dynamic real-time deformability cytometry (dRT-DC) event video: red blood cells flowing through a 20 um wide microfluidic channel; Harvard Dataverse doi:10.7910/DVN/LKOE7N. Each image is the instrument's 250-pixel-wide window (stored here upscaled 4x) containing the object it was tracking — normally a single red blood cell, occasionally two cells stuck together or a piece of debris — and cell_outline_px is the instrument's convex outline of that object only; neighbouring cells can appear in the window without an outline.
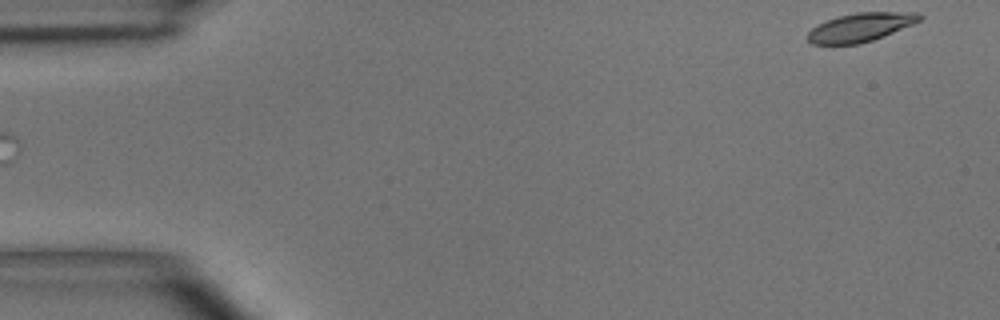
{"species": "common noctule bat (a hibernating species)", "species_latin": "Nyctalus noctula", "temperature_condition": "room temperature", "stored_images_in_passage": 6, "segment_of_instrument_passage": [2, 2], "camera_frame_rate_fps": 3000, "um_per_image_px": 0.085, "animal": {"sex": "male", "body_mass_g": 15.6}, "frame": {"image": 1, "passage_image": 6, "time_ms": 6.667, "image_size_px": [1000, 320], "cell_outline_px": [[924, 16], [920, 20], [912, 24], [884, 36], [860, 44], [812, 44], [804, 36], [812, 28], [828, 20], [840, 16], [856, 12], [920, 12]], "centroid_in_image_um": [73.15, 2.32], "position_along_channel_um": 11.8, "area_um2": 18.61}}